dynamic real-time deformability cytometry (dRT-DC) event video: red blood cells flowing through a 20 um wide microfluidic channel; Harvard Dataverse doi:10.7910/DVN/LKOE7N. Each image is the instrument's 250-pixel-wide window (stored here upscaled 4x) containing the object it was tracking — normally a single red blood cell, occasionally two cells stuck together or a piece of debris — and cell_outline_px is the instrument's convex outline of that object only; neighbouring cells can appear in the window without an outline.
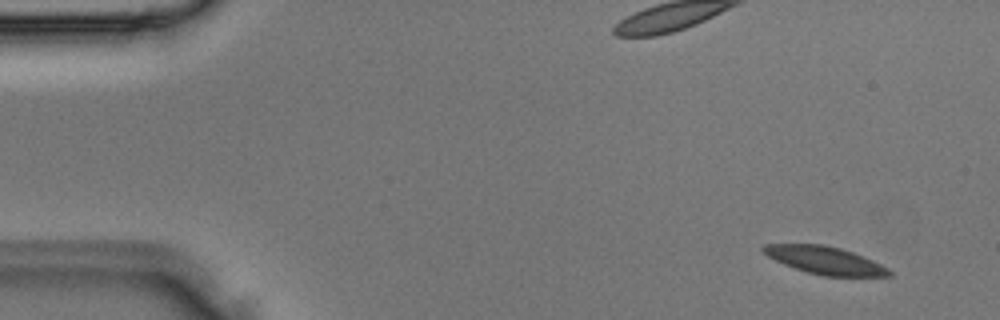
{"species": "Egyptian fruit bat (a non-hibernating species)", "species_latin": "Rousettus aegyptiacus", "temperature_condition": "room temperature", "stored_images_in_passage": 4, "camera_frame_rate_fps": 3000, "um_per_image_px": 0.085, "animal": {"sex": "male"}, "frame": {"image": 1, "passage_image": 1, "time_ms": 0.0, "image_size_px": [1000, 320], "cell_outline_px": [[892, 276], [824, 276], [808, 272], [784, 264], [768, 256], [760, 248], [764, 244], [824, 244], [840, 248], [852, 252], [872, 260], [888, 268], [892, 272]], "centroid_in_image_um": [70.12, 22.12], "position_along_channel_um": 14.9, "area_um2": 20.06}}